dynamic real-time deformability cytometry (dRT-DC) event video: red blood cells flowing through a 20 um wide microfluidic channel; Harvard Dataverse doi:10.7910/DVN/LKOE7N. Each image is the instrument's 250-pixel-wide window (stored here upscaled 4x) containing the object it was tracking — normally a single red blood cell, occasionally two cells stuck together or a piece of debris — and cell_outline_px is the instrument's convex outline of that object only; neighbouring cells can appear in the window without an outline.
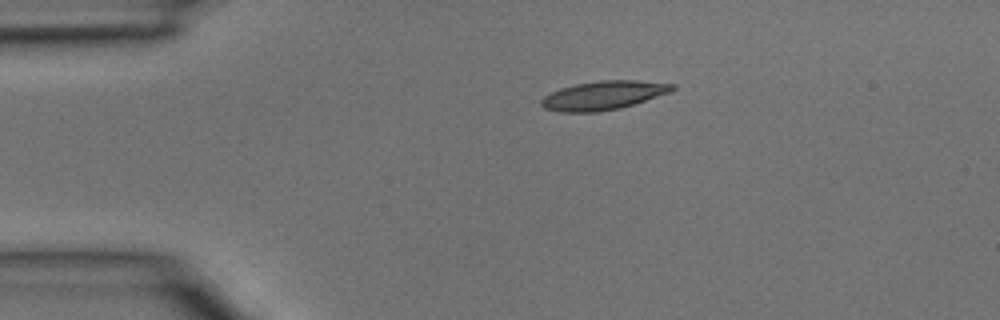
{"species": "common noctule bat (a hibernating species)", "species_latin": "Nyctalus noctula", "temperature_condition": "room temperature", "stored_images_in_passage": 2, "camera_frame_rate_fps": 3000, "um_per_image_px": 0.085, "animal": {"sex": "male", "body_mass_g": 15.6}, "frame": {"image": 1, "passage_image": 1, "time_ms": 0.0, "image_size_px": [1000, 320], "cell_outline_px": [[676, 88], [672, 92], [620, 108], [596, 112], [560, 112], [544, 108], [540, 104], [540, 100], [544, 96], [560, 88], [576, 84], [600, 80], [636, 80], [676, 84]], "centroid_in_image_um": [51.3, 8.1], "position_along_channel_um": 33.7, "area_um2": 22.02}}